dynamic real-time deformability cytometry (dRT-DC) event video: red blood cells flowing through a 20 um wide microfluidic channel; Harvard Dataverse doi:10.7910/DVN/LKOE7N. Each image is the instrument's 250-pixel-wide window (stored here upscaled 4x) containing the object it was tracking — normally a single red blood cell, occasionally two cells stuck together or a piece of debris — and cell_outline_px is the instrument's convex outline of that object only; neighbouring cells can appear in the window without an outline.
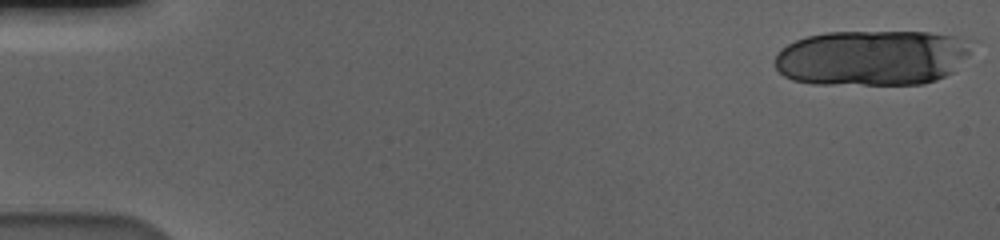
{"species": "human", "species_latin": "Homo sapiens", "temperature_condition": "cold", "stored_images_in_passage": 20, "camera_frame_rate_fps": 3000, "um_per_image_px": 0.085, "donor": {"sex": "male"}, "frame": {"image": 1, "passage_image": 1, "time_ms": 0.0, "image_size_px": [1000, 240], "cell_outline_px": [[980, 40], [952, 72], [936, 80], [924, 84], [812, 84], [792, 80], [784, 76], [776, 68], [776, 52], [780, 48], [796, 40], [808, 36], [828, 32], [928, 32], [960, 36]], "centroid_in_image_um": [74.18, 4.9], "position_along_channel_um": 10.8, "area_um2": 64.5}}